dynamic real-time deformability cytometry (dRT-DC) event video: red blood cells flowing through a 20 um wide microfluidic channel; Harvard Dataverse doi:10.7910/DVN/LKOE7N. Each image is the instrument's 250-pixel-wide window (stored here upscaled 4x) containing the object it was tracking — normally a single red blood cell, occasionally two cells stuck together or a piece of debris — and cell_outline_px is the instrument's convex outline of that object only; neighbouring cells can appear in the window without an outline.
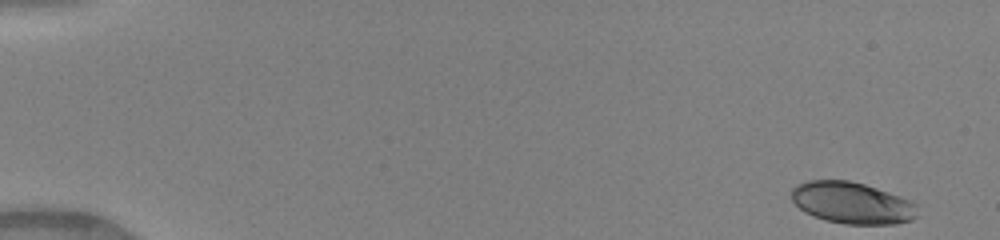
{"species": "human", "species_latin": "Homo sapiens", "temperature_condition": "warm", "stored_images_in_passage": 48, "camera_frame_rate_fps": 3000, "um_per_image_px": 0.085, "donor": {"sex": "female"}, "frame": {"image": 1, "passage_image": 1, "time_ms": 0.0, "image_size_px": [1000, 240], "cell_outline_px": [[916, 216], [912, 220], [896, 224], [844, 224], [824, 220], [812, 216], [804, 212], [792, 200], [792, 188], [796, 184], [808, 180], [848, 180], [864, 184], [900, 196], [916, 204]], "centroid_in_image_um": [72.39, 17.25], "position_along_channel_um": 12.6, "area_um2": 30.58}}
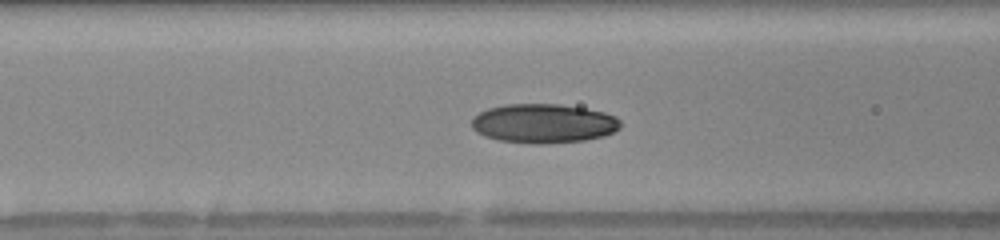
{"frame": {"image": 2, "passage_image": 20, "time_ms": 6.333, "image_size_px": [1000, 240], "cell_outline_px": [[620, 128], [604, 136], [584, 140], [540, 144], [532, 144], [500, 140], [484, 136], [476, 132], [472, 128], [472, 116], [488, 108], [504, 104], [560, 104], [584, 108], [604, 112], [616, 116], [620, 120]], "centroid_in_image_um": [46.18, 10.49], "position_along_channel_um": 120.4, "area_um2": 34.1}}
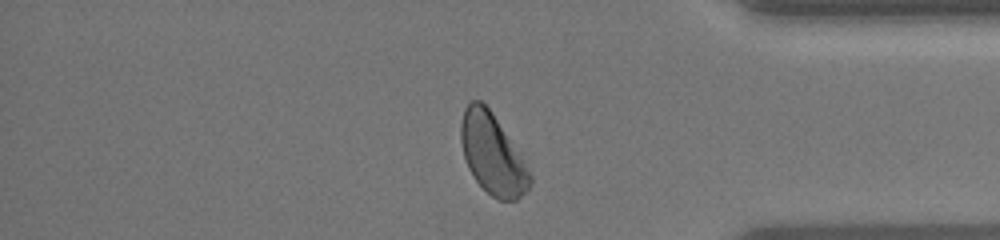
{"frame": {"image": 3, "passage_image": 41, "time_ms": 13.333, "image_size_px": [1000, 240], "cell_outline_px": [[532, 184], [516, 200], [500, 200], [492, 196], [476, 180], [468, 168], [464, 156], [460, 140], [460, 124], [464, 108], [472, 100], [480, 100], [492, 112], [520, 156], [532, 176]], "centroid_in_image_um": [41.83, 13.1], "position_along_channel_um": 393.4, "area_um2": 31.67}, "authors_computed_cell_mechanics": {"area_um2": 32.8882, "velocity_mm_per_s": 4.1071, "shape_relaxation_time_tau1_ms": 3.4638, "shape_relaxation_time_tau2_ms": 1.9689, "deformation_change_tau1": 0.1306, "deformation_change_tau2": 0.0577}}